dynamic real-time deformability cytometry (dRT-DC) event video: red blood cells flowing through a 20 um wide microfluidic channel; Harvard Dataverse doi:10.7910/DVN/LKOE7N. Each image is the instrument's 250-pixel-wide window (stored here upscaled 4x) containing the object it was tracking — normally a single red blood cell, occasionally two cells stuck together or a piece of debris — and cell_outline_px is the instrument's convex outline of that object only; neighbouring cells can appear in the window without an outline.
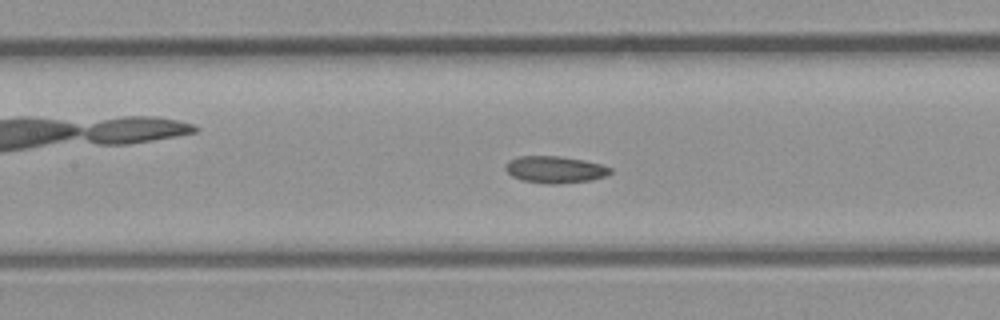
{"species": "common noctule bat (a hibernating species)", "species_latin": "Nyctalus noctula", "temperature_condition": "room temperature", "stored_images_in_passage": 42, "camera_frame_rate_fps": 3000, "um_per_image_px": 0.085, "animal": {"sex": "male", "body_mass_g": 23.1, "forearm_length_mm": 52.7}, "frame": {"image": 1, "passage_image": 19, "time_ms": 6.0, "image_size_px": [1000, 320], "cell_outline_px": [[612, 172], [604, 176], [592, 180], [556, 184], [544, 184], [524, 180], [512, 176], [504, 168], [508, 160], [520, 156], [560, 156], [584, 160], [600, 164], [612, 168]], "centroid_in_image_um": [47.17, 14.41], "position_along_channel_um": 160.2, "area_um2": 16.42}}